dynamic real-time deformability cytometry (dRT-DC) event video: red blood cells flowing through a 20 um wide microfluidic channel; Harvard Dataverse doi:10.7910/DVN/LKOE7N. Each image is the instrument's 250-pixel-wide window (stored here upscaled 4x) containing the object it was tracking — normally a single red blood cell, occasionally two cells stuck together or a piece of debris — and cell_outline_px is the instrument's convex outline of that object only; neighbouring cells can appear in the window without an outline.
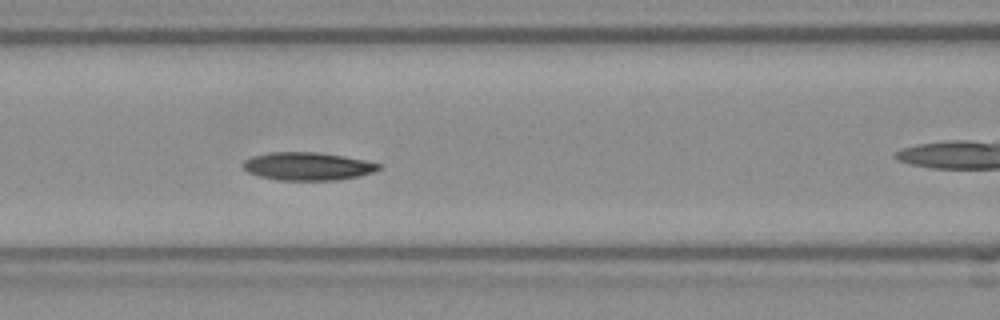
{"species": "Egyptian fruit bat (a non-hibernating species)", "species_latin": "Rousettus aegyptiacus", "temperature_condition": "room temperature", "stored_images_in_passage": 38, "camera_frame_rate_fps": 3000, "um_per_image_px": 0.085, "frame": {"image": 1, "passage_image": 6, "time_ms": 1.667, "image_size_px": [1000, 320], "cell_outline_px": [[380, 168], [372, 172], [360, 176], [340, 180], [276, 180], [260, 176], [248, 172], [240, 164], [244, 160], [252, 156], [272, 152], [320, 152], [344, 156], [364, 160], [380, 164]], "centroid_in_image_um": [26.13, 14.13], "position_along_channel_um": 140.5, "area_um2": 22.2}}
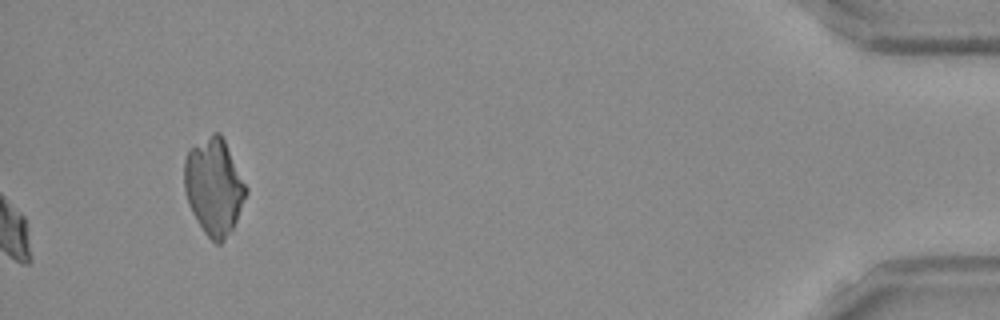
{"frame": {"image": 2, "passage_image": 38, "time_ms": 12.333, "image_size_px": [1000, 320], "cell_outline_px": [[248, 192], [236, 220], [232, 228], [224, 240], [220, 244], [216, 244], [204, 232], [192, 212], [188, 204], [184, 188], [184, 160], [188, 152], [192, 148], [212, 132], [220, 132], [248, 188]], "centroid_in_image_um": [18.18, 15.86], "position_along_channel_um": 417.0, "area_um2": 34.39}}